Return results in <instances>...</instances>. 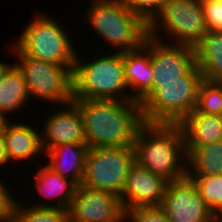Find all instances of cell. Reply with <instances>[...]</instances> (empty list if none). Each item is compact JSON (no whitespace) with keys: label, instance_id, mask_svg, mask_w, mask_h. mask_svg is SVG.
Masks as SVG:
<instances>
[{"label":"cell","instance_id":"1","mask_svg":"<svg viewBox=\"0 0 222 222\" xmlns=\"http://www.w3.org/2000/svg\"><path fill=\"white\" fill-rule=\"evenodd\" d=\"M89 148L133 146L143 124L139 101L73 99Z\"/></svg>","mask_w":222,"mask_h":222},{"label":"cell","instance_id":"2","mask_svg":"<svg viewBox=\"0 0 222 222\" xmlns=\"http://www.w3.org/2000/svg\"><path fill=\"white\" fill-rule=\"evenodd\" d=\"M133 147L135 161L152 173L167 181L186 176L184 137L178 124L143 123Z\"/></svg>","mask_w":222,"mask_h":222},{"label":"cell","instance_id":"3","mask_svg":"<svg viewBox=\"0 0 222 222\" xmlns=\"http://www.w3.org/2000/svg\"><path fill=\"white\" fill-rule=\"evenodd\" d=\"M203 81L197 64L178 80L158 81V87L141 103L143 123L179 124L196 109Z\"/></svg>","mask_w":222,"mask_h":222},{"label":"cell","instance_id":"4","mask_svg":"<svg viewBox=\"0 0 222 222\" xmlns=\"http://www.w3.org/2000/svg\"><path fill=\"white\" fill-rule=\"evenodd\" d=\"M78 56L72 71L73 99L135 101L128 93L123 53L116 50L88 63Z\"/></svg>","mask_w":222,"mask_h":222},{"label":"cell","instance_id":"5","mask_svg":"<svg viewBox=\"0 0 222 222\" xmlns=\"http://www.w3.org/2000/svg\"><path fill=\"white\" fill-rule=\"evenodd\" d=\"M89 5V25L105 42L121 48L118 52L139 48L148 36V25L121 0H93Z\"/></svg>","mask_w":222,"mask_h":222},{"label":"cell","instance_id":"6","mask_svg":"<svg viewBox=\"0 0 222 222\" xmlns=\"http://www.w3.org/2000/svg\"><path fill=\"white\" fill-rule=\"evenodd\" d=\"M13 43L22 54L60 66H74L73 41L59 22L46 14H37Z\"/></svg>","mask_w":222,"mask_h":222},{"label":"cell","instance_id":"7","mask_svg":"<svg viewBox=\"0 0 222 222\" xmlns=\"http://www.w3.org/2000/svg\"><path fill=\"white\" fill-rule=\"evenodd\" d=\"M16 54L17 63L27 84L30 98H42L49 102L62 103L63 106L73 100L74 66H60L22 54L14 45L11 47Z\"/></svg>","mask_w":222,"mask_h":222},{"label":"cell","instance_id":"8","mask_svg":"<svg viewBox=\"0 0 222 222\" xmlns=\"http://www.w3.org/2000/svg\"><path fill=\"white\" fill-rule=\"evenodd\" d=\"M161 30L175 39L169 43L194 47L208 32L201 0H166L148 24V36Z\"/></svg>","mask_w":222,"mask_h":222},{"label":"cell","instance_id":"9","mask_svg":"<svg viewBox=\"0 0 222 222\" xmlns=\"http://www.w3.org/2000/svg\"><path fill=\"white\" fill-rule=\"evenodd\" d=\"M134 162L133 146L89 148L81 186L120 196Z\"/></svg>","mask_w":222,"mask_h":222},{"label":"cell","instance_id":"10","mask_svg":"<svg viewBox=\"0 0 222 222\" xmlns=\"http://www.w3.org/2000/svg\"><path fill=\"white\" fill-rule=\"evenodd\" d=\"M170 222H217L201 197L195 182L187 175L169 181L159 206Z\"/></svg>","mask_w":222,"mask_h":222},{"label":"cell","instance_id":"11","mask_svg":"<svg viewBox=\"0 0 222 222\" xmlns=\"http://www.w3.org/2000/svg\"><path fill=\"white\" fill-rule=\"evenodd\" d=\"M74 222H124L125 210L120 196L79 185L68 209Z\"/></svg>","mask_w":222,"mask_h":222},{"label":"cell","instance_id":"12","mask_svg":"<svg viewBox=\"0 0 222 222\" xmlns=\"http://www.w3.org/2000/svg\"><path fill=\"white\" fill-rule=\"evenodd\" d=\"M150 60L154 72L153 91L158 81L178 80L196 64L194 47L166 43L157 35L150 36Z\"/></svg>","mask_w":222,"mask_h":222},{"label":"cell","instance_id":"13","mask_svg":"<svg viewBox=\"0 0 222 222\" xmlns=\"http://www.w3.org/2000/svg\"><path fill=\"white\" fill-rule=\"evenodd\" d=\"M168 182L135 161L129 169L123 192L120 195L124 210L160 206Z\"/></svg>","mask_w":222,"mask_h":222},{"label":"cell","instance_id":"14","mask_svg":"<svg viewBox=\"0 0 222 222\" xmlns=\"http://www.w3.org/2000/svg\"><path fill=\"white\" fill-rule=\"evenodd\" d=\"M65 106L63 110H55L45 121L44 133H40L44 152L64 143L86 144L78 108L72 102Z\"/></svg>","mask_w":222,"mask_h":222},{"label":"cell","instance_id":"15","mask_svg":"<svg viewBox=\"0 0 222 222\" xmlns=\"http://www.w3.org/2000/svg\"><path fill=\"white\" fill-rule=\"evenodd\" d=\"M125 81L133 91L131 97L140 104L153 92V75L150 60V36L134 50L123 53Z\"/></svg>","mask_w":222,"mask_h":222},{"label":"cell","instance_id":"16","mask_svg":"<svg viewBox=\"0 0 222 222\" xmlns=\"http://www.w3.org/2000/svg\"><path fill=\"white\" fill-rule=\"evenodd\" d=\"M3 137L9 163L35 158L38 153L44 154L40 132L29 124H11L7 119L3 124Z\"/></svg>","mask_w":222,"mask_h":222},{"label":"cell","instance_id":"17","mask_svg":"<svg viewBox=\"0 0 222 222\" xmlns=\"http://www.w3.org/2000/svg\"><path fill=\"white\" fill-rule=\"evenodd\" d=\"M39 170L34 179L36 189L45 199H57L56 204L37 203V207H56L68 210L74 199L78 184L72 179L62 177L59 173L51 169L47 164L39 166Z\"/></svg>","mask_w":222,"mask_h":222},{"label":"cell","instance_id":"18","mask_svg":"<svg viewBox=\"0 0 222 222\" xmlns=\"http://www.w3.org/2000/svg\"><path fill=\"white\" fill-rule=\"evenodd\" d=\"M185 148H197L222 141V116L199 113L196 109L179 124Z\"/></svg>","mask_w":222,"mask_h":222},{"label":"cell","instance_id":"19","mask_svg":"<svg viewBox=\"0 0 222 222\" xmlns=\"http://www.w3.org/2000/svg\"><path fill=\"white\" fill-rule=\"evenodd\" d=\"M88 149L87 144L64 143L57 145L45 152L47 154L45 156H48L50 160L47 161V165L62 177L72 179L81 185Z\"/></svg>","mask_w":222,"mask_h":222},{"label":"cell","instance_id":"20","mask_svg":"<svg viewBox=\"0 0 222 222\" xmlns=\"http://www.w3.org/2000/svg\"><path fill=\"white\" fill-rule=\"evenodd\" d=\"M194 51L203 79L222 82V32L208 31L194 46Z\"/></svg>","mask_w":222,"mask_h":222},{"label":"cell","instance_id":"21","mask_svg":"<svg viewBox=\"0 0 222 222\" xmlns=\"http://www.w3.org/2000/svg\"><path fill=\"white\" fill-rule=\"evenodd\" d=\"M186 175L211 176L222 174V141L185 148Z\"/></svg>","mask_w":222,"mask_h":222},{"label":"cell","instance_id":"22","mask_svg":"<svg viewBox=\"0 0 222 222\" xmlns=\"http://www.w3.org/2000/svg\"><path fill=\"white\" fill-rule=\"evenodd\" d=\"M30 98L27 84L21 71L14 64L4 75L0 83V114L5 116L8 112L17 111L24 107ZM6 113V114H5Z\"/></svg>","mask_w":222,"mask_h":222},{"label":"cell","instance_id":"23","mask_svg":"<svg viewBox=\"0 0 222 222\" xmlns=\"http://www.w3.org/2000/svg\"><path fill=\"white\" fill-rule=\"evenodd\" d=\"M192 179L215 217L222 218V174L211 176H188Z\"/></svg>","mask_w":222,"mask_h":222},{"label":"cell","instance_id":"24","mask_svg":"<svg viewBox=\"0 0 222 222\" xmlns=\"http://www.w3.org/2000/svg\"><path fill=\"white\" fill-rule=\"evenodd\" d=\"M69 212L56 207H37L30 205L24 208L16 201L14 209L15 222H66Z\"/></svg>","mask_w":222,"mask_h":222},{"label":"cell","instance_id":"25","mask_svg":"<svg viewBox=\"0 0 222 222\" xmlns=\"http://www.w3.org/2000/svg\"><path fill=\"white\" fill-rule=\"evenodd\" d=\"M196 110L202 114L222 116V82L204 80L201 83Z\"/></svg>","mask_w":222,"mask_h":222},{"label":"cell","instance_id":"26","mask_svg":"<svg viewBox=\"0 0 222 222\" xmlns=\"http://www.w3.org/2000/svg\"><path fill=\"white\" fill-rule=\"evenodd\" d=\"M166 0H121L134 14L139 16L147 25L160 12Z\"/></svg>","mask_w":222,"mask_h":222},{"label":"cell","instance_id":"27","mask_svg":"<svg viewBox=\"0 0 222 222\" xmlns=\"http://www.w3.org/2000/svg\"><path fill=\"white\" fill-rule=\"evenodd\" d=\"M124 219L125 222H170L167 214L159 206L126 210Z\"/></svg>","mask_w":222,"mask_h":222},{"label":"cell","instance_id":"28","mask_svg":"<svg viewBox=\"0 0 222 222\" xmlns=\"http://www.w3.org/2000/svg\"><path fill=\"white\" fill-rule=\"evenodd\" d=\"M208 31L222 32V0H201Z\"/></svg>","mask_w":222,"mask_h":222},{"label":"cell","instance_id":"29","mask_svg":"<svg viewBox=\"0 0 222 222\" xmlns=\"http://www.w3.org/2000/svg\"><path fill=\"white\" fill-rule=\"evenodd\" d=\"M11 196L0 180V222H12L14 220V209L17 200Z\"/></svg>","mask_w":222,"mask_h":222},{"label":"cell","instance_id":"30","mask_svg":"<svg viewBox=\"0 0 222 222\" xmlns=\"http://www.w3.org/2000/svg\"><path fill=\"white\" fill-rule=\"evenodd\" d=\"M9 163L7 154H6V149H5V141L3 137V127L0 128V165L5 163Z\"/></svg>","mask_w":222,"mask_h":222},{"label":"cell","instance_id":"31","mask_svg":"<svg viewBox=\"0 0 222 222\" xmlns=\"http://www.w3.org/2000/svg\"><path fill=\"white\" fill-rule=\"evenodd\" d=\"M13 65H14V64H12V65L9 64V65H8V64L0 61V83H1V81L3 80V77H4V75L6 74V72H7Z\"/></svg>","mask_w":222,"mask_h":222},{"label":"cell","instance_id":"32","mask_svg":"<svg viewBox=\"0 0 222 222\" xmlns=\"http://www.w3.org/2000/svg\"><path fill=\"white\" fill-rule=\"evenodd\" d=\"M6 120H7V119L4 118V116H2V115L0 114V128L3 127V124H4V122H5Z\"/></svg>","mask_w":222,"mask_h":222},{"label":"cell","instance_id":"33","mask_svg":"<svg viewBox=\"0 0 222 222\" xmlns=\"http://www.w3.org/2000/svg\"><path fill=\"white\" fill-rule=\"evenodd\" d=\"M66 222H74V221L68 218Z\"/></svg>","mask_w":222,"mask_h":222}]
</instances>
